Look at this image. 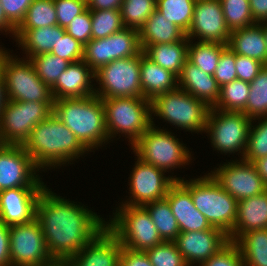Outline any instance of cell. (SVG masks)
I'll use <instances>...</instances> for the list:
<instances>
[{"instance_id":"6da1fadb","label":"cell","mask_w":267,"mask_h":266,"mask_svg":"<svg viewBox=\"0 0 267 266\" xmlns=\"http://www.w3.org/2000/svg\"><path fill=\"white\" fill-rule=\"evenodd\" d=\"M86 207L58 196L46 186L40 193L35 217L54 261L76 255L107 226L104 218Z\"/></svg>"},{"instance_id":"7a4b0ae2","label":"cell","mask_w":267,"mask_h":266,"mask_svg":"<svg viewBox=\"0 0 267 266\" xmlns=\"http://www.w3.org/2000/svg\"><path fill=\"white\" fill-rule=\"evenodd\" d=\"M41 171L67 165L89 152L54 113L38 123L22 145Z\"/></svg>"},{"instance_id":"3957f363","label":"cell","mask_w":267,"mask_h":266,"mask_svg":"<svg viewBox=\"0 0 267 266\" xmlns=\"http://www.w3.org/2000/svg\"><path fill=\"white\" fill-rule=\"evenodd\" d=\"M53 113L88 151L108 144L104 105L97 95L54 100Z\"/></svg>"},{"instance_id":"277c9868","label":"cell","mask_w":267,"mask_h":266,"mask_svg":"<svg viewBox=\"0 0 267 266\" xmlns=\"http://www.w3.org/2000/svg\"><path fill=\"white\" fill-rule=\"evenodd\" d=\"M179 181L190 191L195 208L210 225L228 235L235 225L238 201L223 190L209 172L200 178Z\"/></svg>"},{"instance_id":"5b68a950","label":"cell","mask_w":267,"mask_h":266,"mask_svg":"<svg viewBox=\"0 0 267 266\" xmlns=\"http://www.w3.org/2000/svg\"><path fill=\"white\" fill-rule=\"evenodd\" d=\"M0 45V72L3 75L9 101L46 103L52 110L54 99L51 88L37 75L29 59L17 58Z\"/></svg>"},{"instance_id":"8992f818","label":"cell","mask_w":267,"mask_h":266,"mask_svg":"<svg viewBox=\"0 0 267 266\" xmlns=\"http://www.w3.org/2000/svg\"><path fill=\"white\" fill-rule=\"evenodd\" d=\"M109 140L120 133L131 147L152 126L151 102L143 97H114L102 99Z\"/></svg>"},{"instance_id":"52a82bcc","label":"cell","mask_w":267,"mask_h":266,"mask_svg":"<svg viewBox=\"0 0 267 266\" xmlns=\"http://www.w3.org/2000/svg\"><path fill=\"white\" fill-rule=\"evenodd\" d=\"M150 102L153 116L191 133L205 132L211 108L192 94L177 88L155 96Z\"/></svg>"},{"instance_id":"ba28073f","label":"cell","mask_w":267,"mask_h":266,"mask_svg":"<svg viewBox=\"0 0 267 266\" xmlns=\"http://www.w3.org/2000/svg\"><path fill=\"white\" fill-rule=\"evenodd\" d=\"M151 117V127L131 147L135 156L166 173L174 168L189 165L192 159L190 150L179 141L174 133L160 129ZM189 163V164H188Z\"/></svg>"},{"instance_id":"9c48e42d","label":"cell","mask_w":267,"mask_h":266,"mask_svg":"<svg viewBox=\"0 0 267 266\" xmlns=\"http://www.w3.org/2000/svg\"><path fill=\"white\" fill-rule=\"evenodd\" d=\"M113 214V218L111 217L106 224L117 236L122 247L146 251L163 242L143 206L120 205Z\"/></svg>"},{"instance_id":"30bf717a","label":"cell","mask_w":267,"mask_h":266,"mask_svg":"<svg viewBox=\"0 0 267 266\" xmlns=\"http://www.w3.org/2000/svg\"><path fill=\"white\" fill-rule=\"evenodd\" d=\"M252 119L243 112L210 109L205 132L211 145L221 154H237L243 158ZM241 153V154H239Z\"/></svg>"},{"instance_id":"8fae6325","label":"cell","mask_w":267,"mask_h":266,"mask_svg":"<svg viewBox=\"0 0 267 266\" xmlns=\"http://www.w3.org/2000/svg\"><path fill=\"white\" fill-rule=\"evenodd\" d=\"M141 53L114 60L95 72L99 88L95 95L101 99L114 97H143L140 83Z\"/></svg>"},{"instance_id":"7c38bea8","label":"cell","mask_w":267,"mask_h":266,"mask_svg":"<svg viewBox=\"0 0 267 266\" xmlns=\"http://www.w3.org/2000/svg\"><path fill=\"white\" fill-rule=\"evenodd\" d=\"M52 113L43 102L7 100L0 114V144L23 145L31 130Z\"/></svg>"},{"instance_id":"4fadbf2b","label":"cell","mask_w":267,"mask_h":266,"mask_svg":"<svg viewBox=\"0 0 267 266\" xmlns=\"http://www.w3.org/2000/svg\"><path fill=\"white\" fill-rule=\"evenodd\" d=\"M9 238L11 266H47L54 262L36 217L26 223L11 225Z\"/></svg>"},{"instance_id":"5bb4252c","label":"cell","mask_w":267,"mask_h":266,"mask_svg":"<svg viewBox=\"0 0 267 266\" xmlns=\"http://www.w3.org/2000/svg\"><path fill=\"white\" fill-rule=\"evenodd\" d=\"M40 172L22 145L0 144V191L44 188Z\"/></svg>"},{"instance_id":"9a60e30c","label":"cell","mask_w":267,"mask_h":266,"mask_svg":"<svg viewBox=\"0 0 267 266\" xmlns=\"http://www.w3.org/2000/svg\"><path fill=\"white\" fill-rule=\"evenodd\" d=\"M166 172L137 157L129 177V199L121 205L144 206L150 202L164 199L169 187L181 177L165 176Z\"/></svg>"},{"instance_id":"2e32d148","label":"cell","mask_w":267,"mask_h":266,"mask_svg":"<svg viewBox=\"0 0 267 266\" xmlns=\"http://www.w3.org/2000/svg\"><path fill=\"white\" fill-rule=\"evenodd\" d=\"M223 190L240 201L259 195L267 190L263 179L253 163L244 160H230L210 171Z\"/></svg>"},{"instance_id":"e0dca14e","label":"cell","mask_w":267,"mask_h":266,"mask_svg":"<svg viewBox=\"0 0 267 266\" xmlns=\"http://www.w3.org/2000/svg\"><path fill=\"white\" fill-rule=\"evenodd\" d=\"M230 33L220 0H196L192 23L186 33L189 40L196 37L199 42L228 44Z\"/></svg>"},{"instance_id":"ac0fdd59","label":"cell","mask_w":267,"mask_h":266,"mask_svg":"<svg viewBox=\"0 0 267 266\" xmlns=\"http://www.w3.org/2000/svg\"><path fill=\"white\" fill-rule=\"evenodd\" d=\"M188 266L200 265L224 248L228 235L217 227L203 231L180 232L173 241ZM199 263V264H198Z\"/></svg>"},{"instance_id":"d6986e66","label":"cell","mask_w":267,"mask_h":266,"mask_svg":"<svg viewBox=\"0 0 267 266\" xmlns=\"http://www.w3.org/2000/svg\"><path fill=\"white\" fill-rule=\"evenodd\" d=\"M122 248L117 236L106 226L65 263L67 266H119Z\"/></svg>"},{"instance_id":"ffe728a7","label":"cell","mask_w":267,"mask_h":266,"mask_svg":"<svg viewBox=\"0 0 267 266\" xmlns=\"http://www.w3.org/2000/svg\"><path fill=\"white\" fill-rule=\"evenodd\" d=\"M44 188H13L0 191V221L11 226L31 221Z\"/></svg>"},{"instance_id":"44dd1931","label":"cell","mask_w":267,"mask_h":266,"mask_svg":"<svg viewBox=\"0 0 267 266\" xmlns=\"http://www.w3.org/2000/svg\"><path fill=\"white\" fill-rule=\"evenodd\" d=\"M165 199L171 207L180 232H197L212 228L205 216L195 208L190 191L180 181H175L169 187Z\"/></svg>"},{"instance_id":"7402d4cb","label":"cell","mask_w":267,"mask_h":266,"mask_svg":"<svg viewBox=\"0 0 267 266\" xmlns=\"http://www.w3.org/2000/svg\"><path fill=\"white\" fill-rule=\"evenodd\" d=\"M93 78V79H92ZM95 72L82 60L72 62L51 87L54 100L95 95Z\"/></svg>"},{"instance_id":"603a6c76","label":"cell","mask_w":267,"mask_h":266,"mask_svg":"<svg viewBox=\"0 0 267 266\" xmlns=\"http://www.w3.org/2000/svg\"><path fill=\"white\" fill-rule=\"evenodd\" d=\"M259 229H267V190L237 202L236 221L228 234L229 241L235 242L242 234Z\"/></svg>"},{"instance_id":"cb8c5ba5","label":"cell","mask_w":267,"mask_h":266,"mask_svg":"<svg viewBox=\"0 0 267 266\" xmlns=\"http://www.w3.org/2000/svg\"><path fill=\"white\" fill-rule=\"evenodd\" d=\"M178 88L205 102L210 108L219 98L220 86L214 76L206 74L189 60L178 77Z\"/></svg>"},{"instance_id":"d4e9b609","label":"cell","mask_w":267,"mask_h":266,"mask_svg":"<svg viewBox=\"0 0 267 266\" xmlns=\"http://www.w3.org/2000/svg\"><path fill=\"white\" fill-rule=\"evenodd\" d=\"M227 47L235 54L256 59L267 65V46L260 23L231 31Z\"/></svg>"},{"instance_id":"484cf974","label":"cell","mask_w":267,"mask_h":266,"mask_svg":"<svg viewBox=\"0 0 267 266\" xmlns=\"http://www.w3.org/2000/svg\"><path fill=\"white\" fill-rule=\"evenodd\" d=\"M140 83L143 98L152 100L155 96L178 88V77L152 62L141 52Z\"/></svg>"},{"instance_id":"4316f807","label":"cell","mask_w":267,"mask_h":266,"mask_svg":"<svg viewBox=\"0 0 267 266\" xmlns=\"http://www.w3.org/2000/svg\"><path fill=\"white\" fill-rule=\"evenodd\" d=\"M141 46L153 44H171L186 37V33L172 22H169L156 9L139 30Z\"/></svg>"},{"instance_id":"83f0119b","label":"cell","mask_w":267,"mask_h":266,"mask_svg":"<svg viewBox=\"0 0 267 266\" xmlns=\"http://www.w3.org/2000/svg\"><path fill=\"white\" fill-rule=\"evenodd\" d=\"M188 42L189 39L185 37L179 42L153 44L150 46H141V48L144 55L152 62L179 77L183 65L188 60Z\"/></svg>"},{"instance_id":"f1b7e54d","label":"cell","mask_w":267,"mask_h":266,"mask_svg":"<svg viewBox=\"0 0 267 266\" xmlns=\"http://www.w3.org/2000/svg\"><path fill=\"white\" fill-rule=\"evenodd\" d=\"M65 32V28L59 25L28 29L16 40V43L23 52L25 51L24 57L30 59L40 54L50 53L56 46L59 35H64Z\"/></svg>"},{"instance_id":"f546056e","label":"cell","mask_w":267,"mask_h":266,"mask_svg":"<svg viewBox=\"0 0 267 266\" xmlns=\"http://www.w3.org/2000/svg\"><path fill=\"white\" fill-rule=\"evenodd\" d=\"M234 243L245 266H267V229L248 231Z\"/></svg>"},{"instance_id":"4dcf8cb0","label":"cell","mask_w":267,"mask_h":266,"mask_svg":"<svg viewBox=\"0 0 267 266\" xmlns=\"http://www.w3.org/2000/svg\"><path fill=\"white\" fill-rule=\"evenodd\" d=\"M57 25L54 0H33L14 35L17 40L26 30Z\"/></svg>"},{"instance_id":"1f68e13d","label":"cell","mask_w":267,"mask_h":266,"mask_svg":"<svg viewBox=\"0 0 267 266\" xmlns=\"http://www.w3.org/2000/svg\"><path fill=\"white\" fill-rule=\"evenodd\" d=\"M149 213L163 241L173 242L180 230L168 201L164 198L143 206Z\"/></svg>"},{"instance_id":"d6a6232c","label":"cell","mask_w":267,"mask_h":266,"mask_svg":"<svg viewBox=\"0 0 267 266\" xmlns=\"http://www.w3.org/2000/svg\"><path fill=\"white\" fill-rule=\"evenodd\" d=\"M227 44L217 42H188V60L203 72L213 75Z\"/></svg>"},{"instance_id":"836d02e7","label":"cell","mask_w":267,"mask_h":266,"mask_svg":"<svg viewBox=\"0 0 267 266\" xmlns=\"http://www.w3.org/2000/svg\"><path fill=\"white\" fill-rule=\"evenodd\" d=\"M250 83L235 79L220 87L219 98L212 109L242 112L248 100Z\"/></svg>"},{"instance_id":"e575fe53","label":"cell","mask_w":267,"mask_h":266,"mask_svg":"<svg viewBox=\"0 0 267 266\" xmlns=\"http://www.w3.org/2000/svg\"><path fill=\"white\" fill-rule=\"evenodd\" d=\"M195 3L196 0H156V9L167 21L187 33L192 23Z\"/></svg>"},{"instance_id":"d590c367","label":"cell","mask_w":267,"mask_h":266,"mask_svg":"<svg viewBox=\"0 0 267 266\" xmlns=\"http://www.w3.org/2000/svg\"><path fill=\"white\" fill-rule=\"evenodd\" d=\"M242 112L251 119L267 116V65L250 83L248 100Z\"/></svg>"},{"instance_id":"8d00e7d4","label":"cell","mask_w":267,"mask_h":266,"mask_svg":"<svg viewBox=\"0 0 267 266\" xmlns=\"http://www.w3.org/2000/svg\"><path fill=\"white\" fill-rule=\"evenodd\" d=\"M156 7V0H123L120 12L125 28L139 31Z\"/></svg>"},{"instance_id":"74e56055","label":"cell","mask_w":267,"mask_h":266,"mask_svg":"<svg viewBox=\"0 0 267 266\" xmlns=\"http://www.w3.org/2000/svg\"><path fill=\"white\" fill-rule=\"evenodd\" d=\"M29 60L32 62L38 77L50 88L70 64L69 61L52 53L40 54Z\"/></svg>"},{"instance_id":"f35d334b","label":"cell","mask_w":267,"mask_h":266,"mask_svg":"<svg viewBox=\"0 0 267 266\" xmlns=\"http://www.w3.org/2000/svg\"><path fill=\"white\" fill-rule=\"evenodd\" d=\"M92 39H102L125 28L119 9L90 10Z\"/></svg>"},{"instance_id":"ab89813d","label":"cell","mask_w":267,"mask_h":266,"mask_svg":"<svg viewBox=\"0 0 267 266\" xmlns=\"http://www.w3.org/2000/svg\"><path fill=\"white\" fill-rule=\"evenodd\" d=\"M258 120V125H253ZM252 123L247 139V147L242 160L254 163L256 160L267 156V116L252 118Z\"/></svg>"},{"instance_id":"60d3db41","label":"cell","mask_w":267,"mask_h":266,"mask_svg":"<svg viewBox=\"0 0 267 266\" xmlns=\"http://www.w3.org/2000/svg\"><path fill=\"white\" fill-rule=\"evenodd\" d=\"M112 48V61L130 58L142 52L139 31L132 28H124L110 35Z\"/></svg>"},{"instance_id":"b9f144b4","label":"cell","mask_w":267,"mask_h":266,"mask_svg":"<svg viewBox=\"0 0 267 266\" xmlns=\"http://www.w3.org/2000/svg\"><path fill=\"white\" fill-rule=\"evenodd\" d=\"M224 18L230 31L255 24L249 0H220Z\"/></svg>"},{"instance_id":"7bdbcfd3","label":"cell","mask_w":267,"mask_h":266,"mask_svg":"<svg viewBox=\"0 0 267 266\" xmlns=\"http://www.w3.org/2000/svg\"><path fill=\"white\" fill-rule=\"evenodd\" d=\"M83 61L94 71L112 62L110 36L102 39H91L84 46Z\"/></svg>"},{"instance_id":"ee69618b","label":"cell","mask_w":267,"mask_h":266,"mask_svg":"<svg viewBox=\"0 0 267 266\" xmlns=\"http://www.w3.org/2000/svg\"><path fill=\"white\" fill-rule=\"evenodd\" d=\"M152 266H188L174 242L163 241L147 249Z\"/></svg>"},{"instance_id":"f6af8a7d","label":"cell","mask_w":267,"mask_h":266,"mask_svg":"<svg viewBox=\"0 0 267 266\" xmlns=\"http://www.w3.org/2000/svg\"><path fill=\"white\" fill-rule=\"evenodd\" d=\"M50 53L72 63L83 59L84 45L65 32L64 35H59L58 42Z\"/></svg>"},{"instance_id":"bcb514c9","label":"cell","mask_w":267,"mask_h":266,"mask_svg":"<svg viewBox=\"0 0 267 266\" xmlns=\"http://www.w3.org/2000/svg\"><path fill=\"white\" fill-rule=\"evenodd\" d=\"M57 25L66 28L75 16L87 9V0H54Z\"/></svg>"},{"instance_id":"7dc6e473","label":"cell","mask_w":267,"mask_h":266,"mask_svg":"<svg viewBox=\"0 0 267 266\" xmlns=\"http://www.w3.org/2000/svg\"><path fill=\"white\" fill-rule=\"evenodd\" d=\"M235 64L236 54L229 47H226L221 53L213 74L220 87L237 79Z\"/></svg>"},{"instance_id":"c3c4849f","label":"cell","mask_w":267,"mask_h":266,"mask_svg":"<svg viewBox=\"0 0 267 266\" xmlns=\"http://www.w3.org/2000/svg\"><path fill=\"white\" fill-rule=\"evenodd\" d=\"M66 32L84 46L92 39V20L90 9L87 8L83 13L75 18L65 28Z\"/></svg>"},{"instance_id":"681fc988","label":"cell","mask_w":267,"mask_h":266,"mask_svg":"<svg viewBox=\"0 0 267 266\" xmlns=\"http://www.w3.org/2000/svg\"><path fill=\"white\" fill-rule=\"evenodd\" d=\"M199 266H245L240 250L234 242H229L217 254Z\"/></svg>"},{"instance_id":"f907efd6","label":"cell","mask_w":267,"mask_h":266,"mask_svg":"<svg viewBox=\"0 0 267 266\" xmlns=\"http://www.w3.org/2000/svg\"><path fill=\"white\" fill-rule=\"evenodd\" d=\"M8 21L17 29L33 0H0Z\"/></svg>"},{"instance_id":"816d5d0a","label":"cell","mask_w":267,"mask_h":266,"mask_svg":"<svg viewBox=\"0 0 267 266\" xmlns=\"http://www.w3.org/2000/svg\"><path fill=\"white\" fill-rule=\"evenodd\" d=\"M263 67L264 64L256 59L236 54L235 68L239 80L251 83Z\"/></svg>"},{"instance_id":"f5cc1de1","label":"cell","mask_w":267,"mask_h":266,"mask_svg":"<svg viewBox=\"0 0 267 266\" xmlns=\"http://www.w3.org/2000/svg\"><path fill=\"white\" fill-rule=\"evenodd\" d=\"M119 266H152L145 251H134L122 248Z\"/></svg>"},{"instance_id":"db71d44e","label":"cell","mask_w":267,"mask_h":266,"mask_svg":"<svg viewBox=\"0 0 267 266\" xmlns=\"http://www.w3.org/2000/svg\"><path fill=\"white\" fill-rule=\"evenodd\" d=\"M9 227L0 221V266H11Z\"/></svg>"},{"instance_id":"11a10c76","label":"cell","mask_w":267,"mask_h":266,"mask_svg":"<svg viewBox=\"0 0 267 266\" xmlns=\"http://www.w3.org/2000/svg\"><path fill=\"white\" fill-rule=\"evenodd\" d=\"M255 23L267 21V0H249Z\"/></svg>"},{"instance_id":"9f6ffc18","label":"cell","mask_w":267,"mask_h":266,"mask_svg":"<svg viewBox=\"0 0 267 266\" xmlns=\"http://www.w3.org/2000/svg\"><path fill=\"white\" fill-rule=\"evenodd\" d=\"M123 0H87L90 10H112L121 8Z\"/></svg>"},{"instance_id":"6f0895ef","label":"cell","mask_w":267,"mask_h":266,"mask_svg":"<svg viewBox=\"0 0 267 266\" xmlns=\"http://www.w3.org/2000/svg\"><path fill=\"white\" fill-rule=\"evenodd\" d=\"M8 32L6 34H12L13 37L16 33V28L8 21L4 11H3V6L1 4V1H0V32L3 33V32Z\"/></svg>"},{"instance_id":"680465c9","label":"cell","mask_w":267,"mask_h":266,"mask_svg":"<svg viewBox=\"0 0 267 266\" xmlns=\"http://www.w3.org/2000/svg\"><path fill=\"white\" fill-rule=\"evenodd\" d=\"M253 164L267 188V156L256 160Z\"/></svg>"},{"instance_id":"91938a15","label":"cell","mask_w":267,"mask_h":266,"mask_svg":"<svg viewBox=\"0 0 267 266\" xmlns=\"http://www.w3.org/2000/svg\"><path fill=\"white\" fill-rule=\"evenodd\" d=\"M7 102L5 82L2 73L0 72V114L2 108Z\"/></svg>"},{"instance_id":"94428289","label":"cell","mask_w":267,"mask_h":266,"mask_svg":"<svg viewBox=\"0 0 267 266\" xmlns=\"http://www.w3.org/2000/svg\"><path fill=\"white\" fill-rule=\"evenodd\" d=\"M260 24L263 26V32L265 35V41H266V46H267V21L261 22Z\"/></svg>"},{"instance_id":"6125c7cd","label":"cell","mask_w":267,"mask_h":266,"mask_svg":"<svg viewBox=\"0 0 267 266\" xmlns=\"http://www.w3.org/2000/svg\"><path fill=\"white\" fill-rule=\"evenodd\" d=\"M47 266H67L65 261H54L53 263L47 265Z\"/></svg>"}]
</instances>
